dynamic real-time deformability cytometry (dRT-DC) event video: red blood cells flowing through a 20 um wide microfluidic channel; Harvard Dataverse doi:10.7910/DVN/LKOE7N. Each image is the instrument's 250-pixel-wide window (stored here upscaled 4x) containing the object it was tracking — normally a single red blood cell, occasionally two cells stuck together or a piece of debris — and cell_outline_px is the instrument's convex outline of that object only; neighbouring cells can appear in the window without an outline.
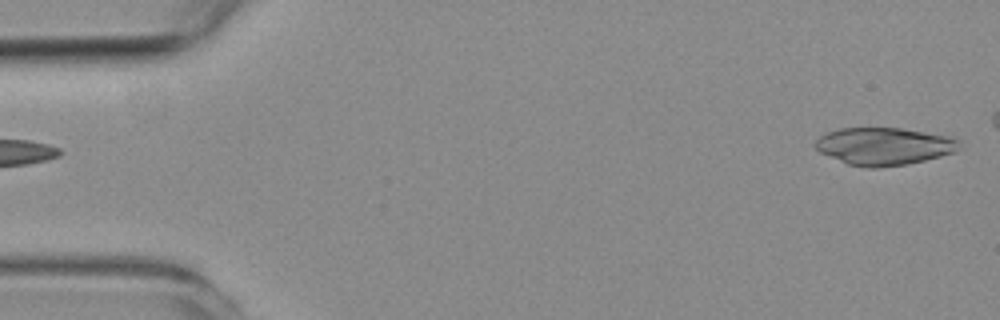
{"species": "common noctule bat (a hibernating species)", "species_latin": "Nyctalus noctula", "temperature_condition": "room temperature", "stored_images_in_passage": 46, "camera_frame_rate_fps": 3000, "um_per_image_px": 0.085, "animal": {"sex": "female", "body_mass_g": 19.3, "forearm_length_mm": 54.1}, "frame": {"image": 1, "passage_image": 1, "time_ms": 0.0, "image_size_px": [1000, 320], "cell_outline_px": [[960, 148], [956, 152], [908, 164], [880, 168], [868, 168], [848, 164], [820, 152], [816, 148], [816, 140], [820, 136], [828, 132], [840, 128], [900, 128], [948, 136], [960, 140]], "centroid_in_image_um": [75.17, 12.44], "position_along_channel_um": 9.8, "area_um2": 31.33}}